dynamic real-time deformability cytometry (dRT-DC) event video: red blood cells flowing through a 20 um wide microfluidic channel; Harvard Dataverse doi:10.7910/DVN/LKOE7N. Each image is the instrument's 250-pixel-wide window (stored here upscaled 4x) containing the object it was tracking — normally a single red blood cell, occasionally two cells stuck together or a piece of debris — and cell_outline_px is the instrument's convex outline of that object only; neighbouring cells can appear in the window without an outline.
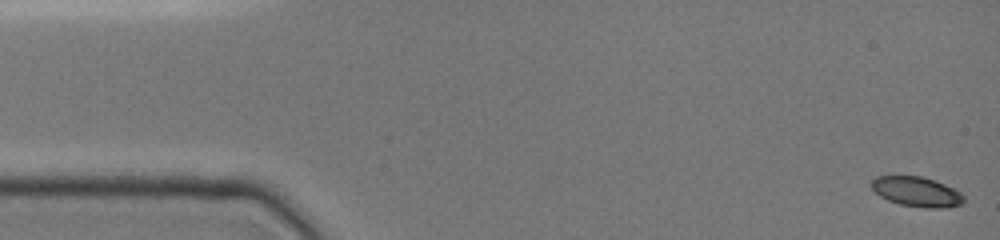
{"species": "common noctule bat (a hibernating species)", "species_latin": "Nyctalus noctula", "temperature_condition": "cold", "stored_images_in_passage": 9, "camera_frame_rate_fps": 3000, "um_per_image_px": 0.085, "animal": {"sex": "female", "body_mass_g": 19.0, "forearm_length_mm": 51.5}, "frame": {"image": 1, "passage_image": 1, "time_ms": 0.0, "image_size_px": [1000, 240], "cell_outline_px": [[964, 204], [948, 208], [924, 208], [900, 204], [888, 200], [880, 196], [872, 188], [872, 180], [876, 176], [920, 176], [944, 184], [960, 192], [964, 196]], "centroid_in_image_um": [77.95, 16.31], "position_along_channel_um": 7.1, "area_um2": 16.01}}
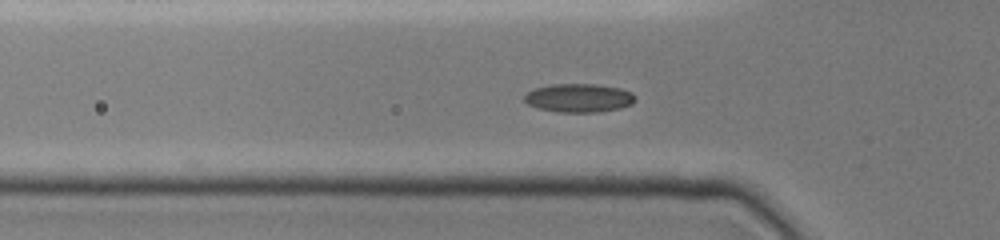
{"frame": {"image": 2, "passage_image": 9, "time_ms": 5.0, "image_size_px": [1000, 240], "cell_outline_px": [[636, 100], [632, 104], [620, 108], [596, 112], [556, 112], [540, 108], [528, 104], [524, 100], [524, 96], [528, 92], [536, 88], [552, 84], [596, 84], [620, 88], [632, 92], [636, 96]], "centroid_in_image_um": [49.24, 8.32], "position_along_channel_um": 76.6, "area_um2": 18.44}}